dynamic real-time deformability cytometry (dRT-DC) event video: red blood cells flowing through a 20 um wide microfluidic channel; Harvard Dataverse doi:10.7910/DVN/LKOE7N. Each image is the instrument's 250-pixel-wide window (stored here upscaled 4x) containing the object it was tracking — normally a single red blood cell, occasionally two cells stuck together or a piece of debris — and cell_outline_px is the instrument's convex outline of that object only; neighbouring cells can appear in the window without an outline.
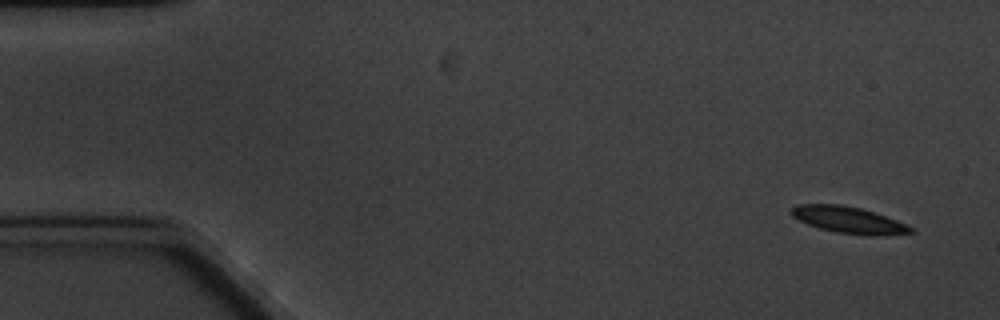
{"species": "common noctule bat (a hibernating species)", "species_latin": "Nyctalus noctula", "temperature_condition": "cold", "stored_images_in_passage": 6, "camera_frame_rate_fps": 3000, "um_per_image_px": 0.085, "animal": {"sex": "male", "body_mass_g": 20.1, "forearm_length_mm": 53.5}, "frame": {"image": 1, "passage_image": 1, "time_ms": 0.0, "image_size_px": [1000, 320], "cell_outline_px": [[916, 232], [880, 236], [836, 232], [820, 228], [808, 224], [792, 216], [788, 212], [796, 204], [840, 204], [860, 208], [908, 224]], "centroid_in_image_um": [72.12, 18.69], "position_along_channel_um": 12.9, "area_um2": 18.32}}